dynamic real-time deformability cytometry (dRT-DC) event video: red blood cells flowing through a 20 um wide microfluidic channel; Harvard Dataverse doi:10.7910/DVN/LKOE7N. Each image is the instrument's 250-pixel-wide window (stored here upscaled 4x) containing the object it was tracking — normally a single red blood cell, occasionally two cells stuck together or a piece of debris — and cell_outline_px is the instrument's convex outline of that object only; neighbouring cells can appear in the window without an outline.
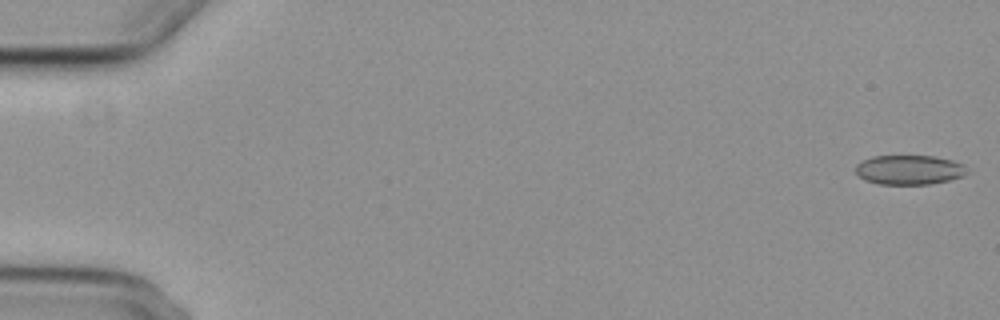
{"species": "common noctule bat (a hibernating species)", "species_latin": "Nyctalus noctula", "temperature_condition": "cold", "stored_images_in_passage": 8, "camera_frame_rate_fps": 3000, "um_per_image_px": 0.085, "animal": {"sex": "female", "body_mass_g": 29.2, "forearm_length_mm": 56.3}, "frame": {"image": 1, "passage_image": 1, "time_ms": 0.0, "image_size_px": [1000, 320], "cell_outline_px": [[968, 172], [964, 176], [948, 180], [928, 184], [880, 184], [864, 180], [856, 172], [856, 164], [872, 156], [936, 156], [952, 160], [964, 164]], "centroid_in_image_um": [77.3, 14.43], "position_along_channel_um": 7.7, "area_um2": 19.13}}
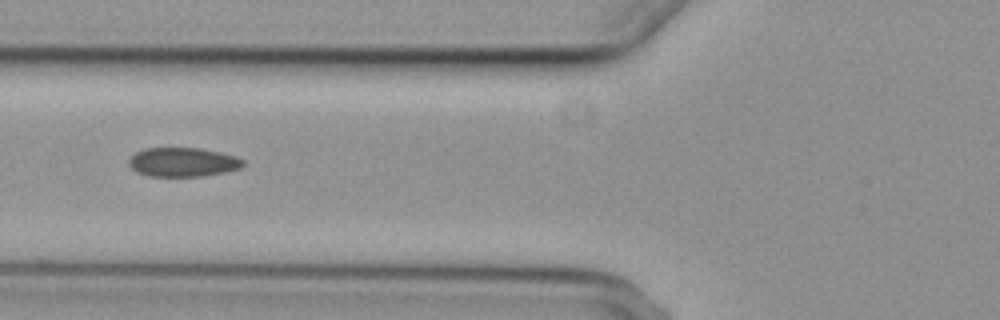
{"frame": {"image": 2, "passage_image": 7, "time_ms": 7.0, "image_size_px": [1000, 320], "cell_outline_px": [[244, 164], [240, 168], [224, 172], [204, 176], [148, 176], [136, 172], [128, 164], [128, 160], [136, 152], [144, 148], [200, 148], [220, 152], [236, 156], [244, 160]], "centroid_in_image_um": [15.54, 13.78], "position_along_channel_um": 110.3, "area_um2": 19.42}}
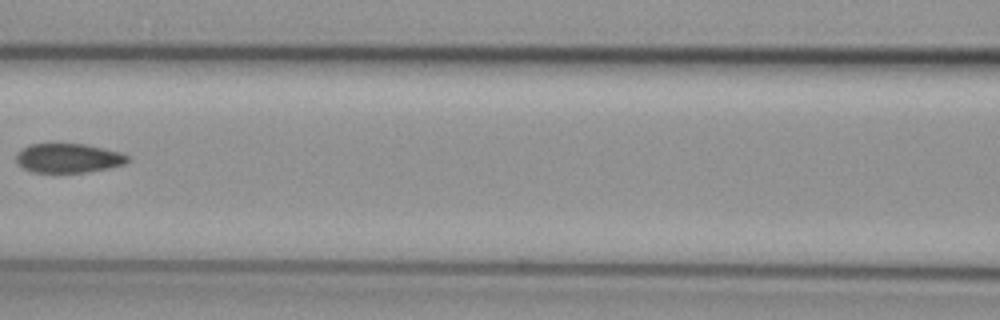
{"frame": {"image": 3, "passage_image": 8, "time_ms": 8.333, "image_size_px": [1000, 320], "cell_outline_px": [[128, 160], [124, 164], [108, 168], [88, 172], [32, 172], [24, 168], [16, 160], [16, 152], [32, 144], [84, 144], [104, 148], [120, 152], [128, 156]], "centroid_in_image_um": [5.81, 13.44], "position_along_channel_um": 160.8, "area_um2": 18.79}}